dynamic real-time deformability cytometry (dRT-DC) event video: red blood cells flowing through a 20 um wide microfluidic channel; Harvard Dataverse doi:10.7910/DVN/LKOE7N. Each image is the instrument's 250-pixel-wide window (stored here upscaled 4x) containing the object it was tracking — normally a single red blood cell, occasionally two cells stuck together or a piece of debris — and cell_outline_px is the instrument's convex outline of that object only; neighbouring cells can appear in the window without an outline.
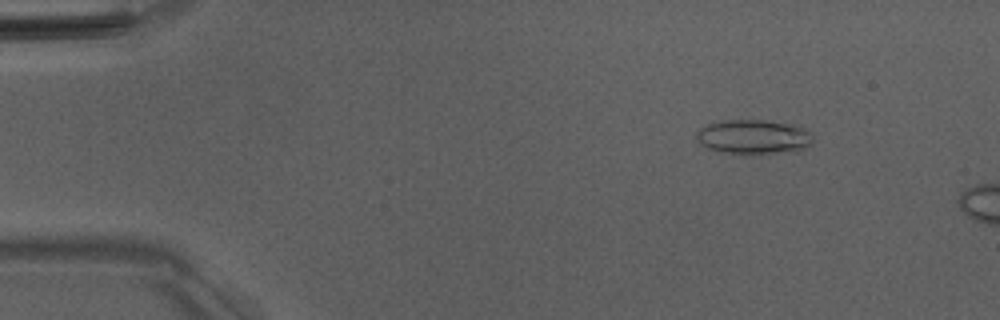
{"species": "Egyptian fruit bat (a non-hibernating species)", "species_latin": "Rousettus aegyptiacus", "temperature_condition": "room temperature", "stored_images_in_passage": 12, "camera_frame_rate_fps": 3000, "um_per_image_px": 0.085, "animal": {"sex": "male"}, "frame": {"image": 1, "passage_image": 7, "time_ms": 2.0, "image_size_px": [1000, 320], "cell_outline_px": [[812, 136], [808, 144], [800, 152], [720, 152], [708, 148], [700, 144], [696, 136], [696, 132], [704, 124], [720, 120], [764, 120], [788, 124], [804, 128]], "centroid_in_image_um": [63.99, 11.61], "position_along_channel_um": 21.0, "area_um2": 22.95}}